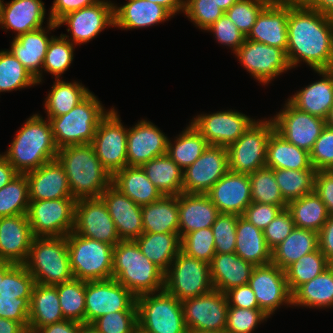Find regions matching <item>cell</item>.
I'll list each match as a JSON object with an SVG mask.
<instances>
[{
	"instance_id": "obj_80",
	"label": "cell",
	"mask_w": 333,
	"mask_h": 333,
	"mask_svg": "<svg viewBox=\"0 0 333 333\" xmlns=\"http://www.w3.org/2000/svg\"><path fill=\"white\" fill-rule=\"evenodd\" d=\"M20 333H40V332L36 329L25 327Z\"/></svg>"
},
{
	"instance_id": "obj_53",
	"label": "cell",
	"mask_w": 333,
	"mask_h": 333,
	"mask_svg": "<svg viewBox=\"0 0 333 333\" xmlns=\"http://www.w3.org/2000/svg\"><path fill=\"white\" fill-rule=\"evenodd\" d=\"M181 251L190 257L210 263L215 253L211 227L185 234L181 238Z\"/></svg>"
},
{
	"instance_id": "obj_39",
	"label": "cell",
	"mask_w": 333,
	"mask_h": 333,
	"mask_svg": "<svg viewBox=\"0 0 333 333\" xmlns=\"http://www.w3.org/2000/svg\"><path fill=\"white\" fill-rule=\"evenodd\" d=\"M319 249L318 232L297 228L271 251V263L285 270L302 256Z\"/></svg>"
},
{
	"instance_id": "obj_77",
	"label": "cell",
	"mask_w": 333,
	"mask_h": 333,
	"mask_svg": "<svg viewBox=\"0 0 333 333\" xmlns=\"http://www.w3.org/2000/svg\"><path fill=\"white\" fill-rule=\"evenodd\" d=\"M79 333H99L92 324H83L80 329Z\"/></svg>"
},
{
	"instance_id": "obj_6",
	"label": "cell",
	"mask_w": 333,
	"mask_h": 333,
	"mask_svg": "<svg viewBox=\"0 0 333 333\" xmlns=\"http://www.w3.org/2000/svg\"><path fill=\"white\" fill-rule=\"evenodd\" d=\"M92 92L70 112L49 119L59 148L92 143L100 120L108 113Z\"/></svg>"
},
{
	"instance_id": "obj_76",
	"label": "cell",
	"mask_w": 333,
	"mask_h": 333,
	"mask_svg": "<svg viewBox=\"0 0 333 333\" xmlns=\"http://www.w3.org/2000/svg\"><path fill=\"white\" fill-rule=\"evenodd\" d=\"M294 6H311L316 0H284Z\"/></svg>"
},
{
	"instance_id": "obj_70",
	"label": "cell",
	"mask_w": 333,
	"mask_h": 333,
	"mask_svg": "<svg viewBox=\"0 0 333 333\" xmlns=\"http://www.w3.org/2000/svg\"><path fill=\"white\" fill-rule=\"evenodd\" d=\"M19 173L9 163L4 155L0 154V189L7 185Z\"/></svg>"
},
{
	"instance_id": "obj_78",
	"label": "cell",
	"mask_w": 333,
	"mask_h": 333,
	"mask_svg": "<svg viewBox=\"0 0 333 333\" xmlns=\"http://www.w3.org/2000/svg\"><path fill=\"white\" fill-rule=\"evenodd\" d=\"M326 124L328 127L333 128V104H332V108L330 109V112L328 114V117L326 119Z\"/></svg>"
},
{
	"instance_id": "obj_36",
	"label": "cell",
	"mask_w": 333,
	"mask_h": 333,
	"mask_svg": "<svg viewBox=\"0 0 333 333\" xmlns=\"http://www.w3.org/2000/svg\"><path fill=\"white\" fill-rule=\"evenodd\" d=\"M65 320L59 304L57 288L35 283L30 301L28 327L39 330Z\"/></svg>"
},
{
	"instance_id": "obj_46",
	"label": "cell",
	"mask_w": 333,
	"mask_h": 333,
	"mask_svg": "<svg viewBox=\"0 0 333 333\" xmlns=\"http://www.w3.org/2000/svg\"><path fill=\"white\" fill-rule=\"evenodd\" d=\"M273 171L280 192L287 203L314 192L317 172L315 169H273Z\"/></svg>"
},
{
	"instance_id": "obj_57",
	"label": "cell",
	"mask_w": 333,
	"mask_h": 333,
	"mask_svg": "<svg viewBox=\"0 0 333 333\" xmlns=\"http://www.w3.org/2000/svg\"><path fill=\"white\" fill-rule=\"evenodd\" d=\"M269 318L260 309L228 307L226 333H251L259 322Z\"/></svg>"
},
{
	"instance_id": "obj_74",
	"label": "cell",
	"mask_w": 333,
	"mask_h": 333,
	"mask_svg": "<svg viewBox=\"0 0 333 333\" xmlns=\"http://www.w3.org/2000/svg\"><path fill=\"white\" fill-rule=\"evenodd\" d=\"M239 0H215L217 5L226 12L233 4L238 2Z\"/></svg>"
},
{
	"instance_id": "obj_64",
	"label": "cell",
	"mask_w": 333,
	"mask_h": 333,
	"mask_svg": "<svg viewBox=\"0 0 333 333\" xmlns=\"http://www.w3.org/2000/svg\"><path fill=\"white\" fill-rule=\"evenodd\" d=\"M281 210L282 208L278 205L252 202L246 208L242 217L257 228L263 230Z\"/></svg>"
},
{
	"instance_id": "obj_37",
	"label": "cell",
	"mask_w": 333,
	"mask_h": 333,
	"mask_svg": "<svg viewBox=\"0 0 333 333\" xmlns=\"http://www.w3.org/2000/svg\"><path fill=\"white\" fill-rule=\"evenodd\" d=\"M143 232L179 234L178 195L141 206Z\"/></svg>"
},
{
	"instance_id": "obj_2",
	"label": "cell",
	"mask_w": 333,
	"mask_h": 333,
	"mask_svg": "<svg viewBox=\"0 0 333 333\" xmlns=\"http://www.w3.org/2000/svg\"><path fill=\"white\" fill-rule=\"evenodd\" d=\"M64 167L72 198H100L112 175L103 167L91 143L59 148L56 158Z\"/></svg>"
},
{
	"instance_id": "obj_44",
	"label": "cell",
	"mask_w": 333,
	"mask_h": 333,
	"mask_svg": "<svg viewBox=\"0 0 333 333\" xmlns=\"http://www.w3.org/2000/svg\"><path fill=\"white\" fill-rule=\"evenodd\" d=\"M55 81L45 101L48 119L67 114L91 93L77 82Z\"/></svg>"
},
{
	"instance_id": "obj_72",
	"label": "cell",
	"mask_w": 333,
	"mask_h": 333,
	"mask_svg": "<svg viewBox=\"0 0 333 333\" xmlns=\"http://www.w3.org/2000/svg\"><path fill=\"white\" fill-rule=\"evenodd\" d=\"M23 328L19 322L0 317V333H20Z\"/></svg>"
},
{
	"instance_id": "obj_9",
	"label": "cell",
	"mask_w": 333,
	"mask_h": 333,
	"mask_svg": "<svg viewBox=\"0 0 333 333\" xmlns=\"http://www.w3.org/2000/svg\"><path fill=\"white\" fill-rule=\"evenodd\" d=\"M164 289L181 302L211 292L209 263L180 251L165 273Z\"/></svg>"
},
{
	"instance_id": "obj_16",
	"label": "cell",
	"mask_w": 333,
	"mask_h": 333,
	"mask_svg": "<svg viewBox=\"0 0 333 333\" xmlns=\"http://www.w3.org/2000/svg\"><path fill=\"white\" fill-rule=\"evenodd\" d=\"M73 232L113 247L121 241L101 198L76 200Z\"/></svg>"
},
{
	"instance_id": "obj_27",
	"label": "cell",
	"mask_w": 333,
	"mask_h": 333,
	"mask_svg": "<svg viewBox=\"0 0 333 333\" xmlns=\"http://www.w3.org/2000/svg\"><path fill=\"white\" fill-rule=\"evenodd\" d=\"M25 174L30 201L72 198L64 167L57 159Z\"/></svg>"
},
{
	"instance_id": "obj_22",
	"label": "cell",
	"mask_w": 333,
	"mask_h": 333,
	"mask_svg": "<svg viewBox=\"0 0 333 333\" xmlns=\"http://www.w3.org/2000/svg\"><path fill=\"white\" fill-rule=\"evenodd\" d=\"M289 3L271 0L258 14L246 39L276 46L285 52L288 45Z\"/></svg>"
},
{
	"instance_id": "obj_30",
	"label": "cell",
	"mask_w": 333,
	"mask_h": 333,
	"mask_svg": "<svg viewBox=\"0 0 333 333\" xmlns=\"http://www.w3.org/2000/svg\"><path fill=\"white\" fill-rule=\"evenodd\" d=\"M316 72L323 78L295 93L288 101L298 110L326 120L333 104V70Z\"/></svg>"
},
{
	"instance_id": "obj_3",
	"label": "cell",
	"mask_w": 333,
	"mask_h": 333,
	"mask_svg": "<svg viewBox=\"0 0 333 333\" xmlns=\"http://www.w3.org/2000/svg\"><path fill=\"white\" fill-rule=\"evenodd\" d=\"M16 135L4 156L19 174L36 170L57 158L59 149L49 119L45 121L35 114Z\"/></svg>"
},
{
	"instance_id": "obj_34",
	"label": "cell",
	"mask_w": 333,
	"mask_h": 333,
	"mask_svg": "<svg viewBox=\"0 0 333 333\" xmlns=\"http://www.w3.org/2000/svg\"><path fill=\"white\" fill-rule=\"evenodd\" d=\"M111 184L136 204L143 206L163 195L138 166H127L112 175Z\"/></svg>"
},
{
	"instance_id": "obj_18",
	"label": "cell",
	"mask_w": 333,
	"mask_h": 333,
	"mask_svg": "<svg viewBox=\"0 0 333 333\" xmlns=\"http://www.w3.org/2000/svg\"><path fill=\"white\" fill-rule=\"evenodd\" d=\"M234 54L245 69L263 84L291 69L286 52L276 46L245 39Z\"/></svg>"
},
{
	"instance_id": "obj_29",
	"label": "cell",
	"mask_w": 333,
	"mask_h": 333,
	"mask_svg": "<svg viewBox=\"0 0 333 333\" xmlns=\"http://www.w3.org/2000/svg\"><path fill=\"white\" fill-rule=\"evenodd\" d=\"M254 267L235 252L215 254L209 263L213 289L225 293L231 288L248 284Z\"/></svg>"
},
{
	"instance_id": "obj_32",
	"label": "cell",
	"mask_w": 333,
	"mask_h": 333,
	"mask_svg": "<svg viewBox=\"0 0 333 333\" xmlns=\"http://www.w3.org/2000/svg\"><path fill=\"white\" fill-rule=\"evenodd\" d=\"M51 38H48L45 29L39 28L14 37L9 50L21 64L36 78L39 84L42 80V69L45 55Z\"/></svg>"
},
{
	"instance_id": "obj_14",
	"label": "cell",
	"mask_w": 333,
	"mask_h": 333,
	"mask_svg": "<svg viewBox=\"0 0 333 333\" xmlns=\"http://www.w3.org/2000/svg\"><path fill=\"white\" fill-rule=\"evenodd\" d=\"M228 171L227 147L209 145L192 165L183 170V193L206 194Z\"/></svg>"
},
{
	"instance_id": "obj_63",
	"label": "cell",
	"mask_w": 333,
	"mask_h": 333,
	"mask_svg": "<svg viewBox=\"0 0 333 333\" xmlns=\"http://www.w3.org/2000/svg\"><path fill=\"white\" fill-rule=\"evenodd\" d=\"M31 298L0 296V317L19 322L28 327Z\"/></svg>"
},
{
	"instance_id": "obj_28",
	"label": "cell",
	"mask_w": 333,
	"mask_h": 333,
	"mask_svg": "<svg viewBox=\"0 0 333 333\" xmlns=\"http://www.w3.org/2000/svg\"><path fill=\"white\" fill-rule=\"evenodd\" d=\"M179 236L208 228L220 214L206 194L180 193L178 195Z\"/></svg>"
},
{
	"instance_id": "obj_54",
	"label": "cell",
	"mask_w": 333,
	"mask_h": 333,
	"mask_svg": "<svg viewBox=\"0 0 333 333\" xmlns=\"http://www.w3.org/2000/svg\"><path fill=\"white\" fill-rule=\"evenodd\" d=\"M35 286L34 277L23 264H15L4 276L0 296L31 298Z\"/></svg>"
},
{
	"instance_id": "obj_58",
	"label": "cell",
	"mask_w": 333,
	"mask_h": 333,
	"mask_svg": "<svg viewBox=\"0 0 333 333\" xmlns=\"http://www.w3.org/2000/svg\"><path fill=\"white\" fill-rule=\"evenodd\" d=\"M183 13L199 28L206 30L225 12L215 0H186Z\"/></svg>"
},
{
	"instance_id": "obj_47",
	"label": "cell",
	"mask_w": 333,
	"mask_h": 333,
	"mask_svg": "<svg viewBox=\"0 0 333 333\" xmlns=\"http://www.w3.org/2000/svg\"><path fill=\"white\" fill-rule=\"evenodd\" d=\"M331 264L320 249L302 256L285 269L290 292L293 293L300 285L318 276Z\"/></svg>"
},
{
	"instance_id": "obj_55",
	"label": "cell",
	"mask_w": 333,
	"mask_h": 333,
	"mask_svg": "<svg viewBox=\"0 0 333 333\" xmlns=\"http://www.w3.org/2000/svg\"><path fill=\"white\" fill-rule=\"evenodd\" d=\"M271 0H239L233 4L225 14L247 36L255 24L261 10Z\"/></svg>"
},
{
	"instance_id": "obj_52",
	"label": "cell",
	"mask_w": 333,
	"mask_h": 333,
	"mask_svg": "<svg viewBox=\"0 0 333 333\" xmlns=\"http://www.w3.org/2000/svg\"><path fill=\"white\" fill-rule=\"evenodd\" d=\"M68 37L65 34H61L59 38L52 36L45 55L42 68L53 74L56 79L68 69L74 57V44L67 39Z\"/></svg>"
},
{
	"instance_id": "obj_23",
	"label": "cell",
	"mask_w": 333,
	"mask_h": 333,
	"mask_svg": "<svg viewBox=\"0 0 333 333\" xmlns=\"http://www.w3.org/2000/svg\"><path fill=\"white\" fill-rule=\"evenodd\" d=\"M206 195L220 213L242 216L252 203L249 174L229 170Z\"/></svg>"
},
{
	"instance_id": "obj_1",
	"label": "cell",
	"mask_w": 333,
	"mask_h": 333,
	"mask_svg": "<svg viewBox=\"0 0 333 333\" xmlns=\"http://www.w3.org/2000/svg\"><path fill=\"white\" fill-rule=\"evenodd\" d=\"M286 56L291 68L300 61L314 71L333 67V16L309 6L289 4Z\"/></svg>"
},
{
	"instance_id": "obj_31",
	"label": "cell",
	"mask_w": 333,
	"mask_h": 333,
	"mask_svg": "<svg viewBox=\"0 0 333 333\" xmlns=\"http://www.w3.org/2000/svg\"><path fill=\"white\" fill-rule=\"evenodd\" d=\"M45 18L44 3L41 0H12L2 4L1 27L12 29L18 37L42 28Z\"/></svg>"
},
{
	"instance_id": "obj_41",
	"label": "cell",
	"mask_w": 333,
	"mask_h": 333,
	"mask_svg": "<svg viewBox=\"0 0 333 333\" xmlns=\"http://www.w3.org/2000/svg\"><path fill=\"white\" fill-rule=\"evenodd\" d=\"M141 168L162 195L177 196L183 192V170L167 154L151 159Z\"/></svg>"
},
{
	"instance_id": "obj_79",
	"label": "cell",
	"mask_w": 333,
	"mask_h": 333,
	"mask_svg": "<svg viewBox=\"0 0 333 333\" xmlns=\"http://www.w3.org/2000/svg\"><path fill=\"white\" fill-rule=\"evenodd\" d=\"M186 333H226L225 331L214 332V331H198L194 329H187Z\"/></svg>"
},
{
	"instance_id": "obj_13",
	"label": "cell",
	"mask_w": 333,
	"mask_h": 333,
	"mask_svg": "<svg viewBox=\"0 0 333 333\" xmlns=\"http://www.w3.org/2000/svg\"><path fill=\"white\" fill-rule=\"evenodd\" d=\"M127 132L112 108L100 120L92 141L95 154L103 167L113 175L127 167Z\"/></svg>"
},
{
	"instance_id": "obj_10",
	"label": "cell",
	"mask_w": 333,
	"mask_h": 333,
	"mask_svg": "<svg viewBox=\"0 0 333 333\" xmlns=\"http://www.w3.org/2000/svg\"><path fill=\"white\" fill-rule=\"evenodd\" d=\"M274 130L272 119L255 121L236 142L227 147L229 170L251 174L266 167L267 143Z\"/></svg>"
},
{
	"instance_id": "obj_7",
	"label": "cell",
	"mask_w": 333,
	"mask_h": 333,
	"mask_svg": "<svg viewBox=\"0 0 333 333\" xmlns=\"http://www.w3.org/2000/svg\"><path fill=\"white\" fill-rule=\"evenodd\" d=\"M66 241L74 279L87 282L112 278V245L73 231L66 236Z\"/></svg>"
},
{
	"instance_id": "obj_48",
	"label": "cell",
	"mask_w": 333,
	"mask_h": 333,
	"mask_svg": "<svg viewBox=\"0 0 333 333\" xmlns=\"http://www.w3.org/2000/svg\"><path fill=\"white\" fill-rule=\"evenodd\" d=\"M29 203L26 174H18L0 189V217L27 214Z\"/></svg>"
},
{
	"instance_id": "obj_5",
	"label": "cell",
	"mask_w": 333,
	"mask_h": 333,
	"mask_svg": "<svg viewBox=\"0 0 333 333\" xmlns=\"http://www.w3.org/2000/svg\"><path fill=\"white\" fill-rule=\"evenodd\" d=\"M35 283L57 285L74 279L65 237H34L23 264Z\"/></svg>"
},
{
	"instance_id": "obj_62",
	"label": "cell",
	"mask_w": 333,
	"mask_h": 333,
	"mask_svg": "<svg viewBox=\"0 0 333 333\" xmlns=\"http://www.w3.org/2000/svg\"><path fill=\"white\" fill-rule=\"evenodd\" d=\"M206 30L213 32L219 43L233 48L234 53L246 39V36L225 13Z\"/></svg>"
},
{
	"instance_id": "obj_38",
	"label": "cell",
	"mask_w": 333,
	"mask_h": 333,
	"mask_svg": "<svg viewBox=\"0 0 333 333\" xmlns=\"http://www.w3.org/2000/svg\"><path fill=\"white\" fill-rule=\"evenodd\" d=\"M266 167L271 169H314L310 153L290 143L275 130L267 143Z\"/></svg>"
},
{
	"instance_id": "obj_66",
	"label": "cell",
	"mask_w": 333,
	"mask_h": 333,
	"mask_svg": "<svg viewBox=\"0 0 333 333\" xmlns=\"http://www.w3.org/2000/svg\"><path fill=\"white\" fill-rule=\"evenodd\" d=\"M229 307L259 309L254 291L248 285H241L225 292Z\"/></svg>"
},
{
	"instance_id": "obj_24",
	"label": "cell",
	"mask_w": 333,
	"mask_h": 333,
	"mask_svg": "<svg viewBox=\"0 0 333 333\" xmlns=\"http://www.w3.org/2000/svg\"><path fill=\"white\" fill-rule=\"evenodd\" d=\"M168 140L153 123L141 120L127 132V166L141 167L167 154Z\"/></svg>"
},
{
	"instance_id": "obj_75",
	"label": "cell",
	"mask_w": 333,
	"mask_h": 333,
	"mask_svg": "<svg viewBox=\"0 0 333 333\" xmlns=\"http://www.w3.org/2000/svg\"><path fill=\"white\" fill-rule=\"evenodd\" d=\"M15 264L9 262H0V286L3 276L14 266Z\"/></svg>"
},
{
	"instance_id": "obj_4",
	"label": "cell",
	"mask_w": 333,
	"mask_h": 333,
	"mask_svg": "<svg viewBox=\"0 0 333 333\" xmlns=\"http://www.w3.org/2000/svg\"><path fill=\"white\" fill-rule=\"evenodd\" d=\"M112 278L136 298L164 289L165 273L150 261L134 240L119 241L113 250Z\"/></svg>"
},
{
	"instance_id": "obj_8",
	"label": "cell",
	"mask_w": 333,
	"mask_h": 333,
	"mask_svg": "<svg viewBox=\"0 0 333 333\" xmlns=\"http://www.w3.org/2000/svg\"><path fill=\"white\" fill-rule=\"evenodd\" d=\"M136 298L138 328L144 333H186L182 302L165 289Z\"/></svg>"
},
{
	"instance_id": "obj_26",
	"label": "cell",
	"mask_w": 333,
	"mask_h": 333,
	"mask_svg": "<svg viewBox=\"0 0 333 333\" xmlns=\"http://www.w3.org/2000/svg\"><path fill=\"white\" fill-rule=\"evenodd\" d=\"M33 239L27 214L0 217V262L24 264Z\"/></svg>"
},
{
	"instance_id": "obj_51",
	"label": "cell",
	"mask_w": 333,
	"mask_h": 333,
	"mask_svg": "<svg viewBox=\"0 0 333 333\" xmlns=\"http://www.w3.org/2000/svg\"><path fill=\"white\" fill-rule=\"evenodd\" d=\"M38 84L36 78L9 51H0V92Z\"/></svg>"
},
{
	"instance_id": "obj_17",
	"label": "cell",
	"mask_w": 333,
	"mask_h": 333,
	"mask_svg": "<svg viewBox=\"0 0 333 333\" xmlns=\"http://www.w3.org/2000/svg\"><path fill=\"white\" fill-rule=\"evenodd\" d=\"M284 108L272 119L275 131L290 143L310 153L327 125L326 120L298 110L289 101Z\"/></svg>"
},
{
	"instance_id": "obj_45",
	"label": "cell",
	"mask_w": 333,
	"mask_h": 333,
	"mask_svg": "<svg viewBox=\"0 0 333 333\" xmlns=\"http://www.w3.org/2000/svg\"><path fill=\"white\" fill-rule=\"evenodd\" d=\"M177 137L174 144L168 140L167 155L182 169L192 165L207 149L208 142L202 134L190 124Z\"/></svg>"
},
{
	"instance_id": "obj_12",
	"label": "cell",
	"mask_w": 333,
	"mask_h": 333,
	"mask_svg": "<svg viewBox=\"0 0 333 333\" xmlns=\"http://www.w3.org/2000/svg\"><path fill=\"white\" fill-rule=\"evenodd\" d=\"M117 311H137L136 297L114 278L85 281V324Z\"/></svg>"
},
{
	"instance_id": "obj_50",
	"label": "cell",
	"mask_w": 333,
	"mask_h": 333,
	"mask_svg": "<svg viewBox=\"0 0 333 333\" xmlns=\"http://www.w3.org/2000/svg\"><path fill=\"white\" fill-rule=\"evenodd\" d=\"M252 202L278 205L286 209L288 203L282 196L271 168L263 167L249 174Z\"/></svg>"
},
{
	"instance_id": "obj_73",
	"label": "cell",
	"mask_w": 333,
	"mask_h": 333,
	"mask_svg": "<svg viewBox=\"0 0 333 333\" xmlns=\"http://www.w3.org/2000/svg\"><path fill=\"white\" fill-rule=\"evenodd\" d=\"M310 7L323 14L333 16V0H316Z\"/></svg>"
},
{
	"instance_id": "obj_19",
	"label": "cell",
	"mask_w": 333,
	"mask_h": 333,
	"mask_svg": "<svg viewBox=\"0 0 333 333\" xmlns=\"http://www.w3.org/2000/svg\"><path fill=\"white\" fill-rule=\"evenodd\" d=\"M248 285L254 291L259 309L268 317L280 305H292V293L287 284L285 270L273 263L255 266Z\"/></svg>"
},
{
	"instance_id": "obj_71",
	"label": "cell",
	"mask_w": 333,
	"mask_h": 333,
	"mask_svg": "<svg viewBox=\"0 0 333 333\" xmlns=\"http://www.w3.org/2000/svg\"><path fill=\"white\" fill-rule=\"evenodd\" d=\"M165 7L172 15L179 11H184L185 0H149Z\"/></svg>"
},
{
	"instance_id": "obj_65",
	"label": "cell",
	"mask_w": 333,
	"mask_h": 333,
	"mask_svg": "<svg viewBox=\"0 0 333 333\" xmlns=\"http://www.w3.org/2000/svg\"><path fill=\"white\" fill-rule=\"evenodd\" d=\"M100 0H54L49 15V30L58 27L57 22L66 14L85 8L99 2Z\"/></svg>"
},
{
	"instance_id": "obj_40",
	"label": "cell",
	"mask_w": 333,
	"mask_h": 333,
	"mask_svg": "<svg viewBox=\"0 0 333 333\" xmlns=\"http://www.w3.org/2000/svg\"><path fill=\"white\" fill-rule=\"evenodd\" d=\"M143 255L158 266L164 273L167 272L175 257L181 251V238L176 233H149L143 234L134 240Z\"/></svg>"
},
{
	"instance_id": "obj_15",
	"label": "cell",
	"mask_w": 333,
	"mask_h": 333,
	"mask_svg": "<svg viewBox=\"0 0 333 333\" xmlns=\"http://www.w3.org/2000/svg\"><path fill=\"white\" fill-rule=\"evenodd\" d=\"M187 329L198 331H225L228 301L225 293L211 292L182 301Z\"/></svg>"
},
{
	"instance_id": "obj_33",
	"label": "cell",
	"mask_w": 333,
	"mask_h": 333,
	"mask_svg": "<svg viewBox=\"0 0 333 333\" xmlns=\"http://www.w3.org/2000/svg\"><path fill=\"white\" fill-rule=\"evenodd\" d=\"M172 14L163 6L149 0H128L121 6H114V27L137 29L149 27L168 20Z\"/></svg>"
},
{
	"instance_id": "obj_35",
	"label": "cell",
	"mask_w": 333,
	"mask_h": 333,
	"mask_svg": "<svg viewBox=\"0 0 333 333\" xmlns=\"http://www.w3.org/2000/svg\"><path fill=\"white\" fill-rule=\"evenodd\" d=\"M234 252L254 266L271 263V250L266 244L263 230L254 226L242 216L238 217L236 224Z\"/></svg>"
},
{
	"instance_id": "obj_43",
	"label": "cell",
	"mask_w": 333,
	"mask_h": 333,
	"mask_svg": "<svg viewBox=\"0 0 333 333\" xmlns=\"http://www.w3.org/2000/svg\"><path fill=\"white\" fill-rule=\"evenodd\" d=\"M297 228L319 232L328 219L326 206L314 192L290 201L287 205Z\"/></svg>"
},
{
	"instance_id": "obj_67",
	"label": "cell",
	"mask_w": 333,
	"mask_h": 333,
	"mask_svg": "<svg viewBox=\"0 0 333 333\" xmlns=\"http://www.w3.org/2000/svg\"><path fill=\"white\" fill-rule=\"evenodd\" d=\"M314 191L325 204L327 213L333 215V173L330 170L316 172Z\"/></svg>"
},
{
	"instance_id": "obj_61",
	"label": "cell",
	"mask_w": 333,
	"mask_h": 333,
	"mask_svg": "<svg viewBox=\"0 0 333 333\" xmlns=\"http://www.w3.org/2000/svg\"><path fill=\"white\" fill-rule=\"evenodd\" d=\"M294 221L290 211L282 209L278 215L263 229L265 241L272 251L282 241H284L294 229Z\"/></svg>"
},
{
	"instance_id": "obj_49",
	"label": "cell",
	"mask_w": 333,
	"mask_h": 333,
	"mask_svg": "<svg viewBox=\"0 0 333 333\" xmlns=\"http://www.w3.org/2000/svg\"><path fill=\"white\" fill-rule=\"evenodd\" d=\"M54 286L64 319L85 324V281L72 279Z\"/></svg>"
},
{
	"instance_id": "obj_21",
	"label": "cell",
	"mask_w": 333,
	"mask_h": 333,
	"mask_svg": "<svg viewBox=\"0 0 333 333\" xmlns=\"http://www.w3.org/2000/svg\"><path fill=\"white\" fill-rule=\"evenodd\" d=\"M114 4L110 1L99 2L70 12L58 22V27L67 24V31L72 34L70 38L74 43L81 44L95 38L105 27L114 26Z\"/></svg>"
},
{
	"instance_id": "obj_60",
	"label": "cell",
	"mask_w": 333,
	"mask_h": 333,
	"mask_svg": "<svg viewBox=\"0 0 333 333\" xmlns=\"http://www.w3.org/2000/svg\"><path fill=\"white\" fill-rule=\"evenodd\" d=\"M310 160L316 171L333 169V128L327 125L314 143Z\"/></svg>"
},
{
	"instance_id": "obj_20",
	"label": "cell",
	"mask_w": 333,
	"mask_h": 333,
	"mask_svg": "<svg viewBox=\"0 0 333 333\" xmlns=\"http://www.w3.org/2000/svg\"><path fill=\"white\" fill-rule=\"evenodd\" d=\"M255 122L237 111H220L198 115L191 124L202 134L209 145L228 147L236 142Z\"/></svg>"
},
{
	"instance_id": "obj_69",
	"label": "cell",
	"mask_w": 333,
	"mask_h": 333,
	"mask_svg": "<svg viewBox=\"0 0 333 333\" xmlns=\"http://www.w3.org/2000/svg\"><path fill=\"white\" fill-rule=\"evenodd\" d=\"M82 325V323L76 321L63 320L61 322L46 325L38 331L40 333H79V329Z\"/></svg>"
},
{
	"instance_id": "obj_56",
	"label": "cell",
	"mask_w": 333,
	"mask_h": 333,
	"mask_svg": "<svg viewBox=\"0 0 333 333\" xmlns=\"http://www.w3.org/2000/svg\"><path fill=\"white\" fill-rule=\"evenodd\" d=\"M236 214L220 213L211 226L215 242V253H233L236 244Z\"/></svg>"
},
{
	"instance_id": "obj_25",
	"label": "cell",
	"mask_w": 333,
	"mask_h": 333,
	"mask_svg": "<svg viewBox=\"0 0 333 333\" xmlns=\"http://www.w3.org/2000/svg\"><path fill=\"white\" fill-rule=\"evenodd\" d=\"M121 241L135 240L143 234L141 206L112 184L101 194Z\"/></svg>"
},
{
	"instance_id": "obj_11",
	"label": "cell",
	"mask_w": 333,
	"mask_h": 333,
	"mask_svg": "<svg viewBox=\"0 0 333 333\" xmlns=\"http://www.w3.org/2000/svg\"><path fill=\"white\" fill-rule=\"evenodd\" d=\"M76 200L30 201L27 212L34 237H65L73 231Z\"/></svg>"
},
{
	"instance_id": "obj_42",
	"label": "cell",
	"mask_w": 333,
	"mask_h": 333,
	"mask_svg": "<svg viewBox=\"0 0 333 333\" xmlns=\"http://www.w3.org/2000/svg\"><path fill=\"white\" fill-rule=\"evenodd\" d=\"M292 305L308 307L333 306V264L292 293Z\"/></svg>"
},
{
	"instance_id": "obj_68",
	"label": "cell",
	"mask_w": 333,
	"mask_h": 333,
	"mask_svg": "<svg viewBox=\"0 0 333 333\" xmlns=\"http://www.w3.org/2000/svg\"><path fill=\"white\" fill-rule=\"evenodd\" d=\"M319 249L333 264V215H329L327 221L318 232Z\"/></svg>"
},
{
	"instance_id": "obj_59",
	"label": "cell",
	"mask_w": 333,
	"mask_h": 333,
	"mask_svg": "<svg viewBox=\"0 0 333 333\" xmlns=\"http://www.w3.org/2000/svg\"><path fill=\"white\" fill-rule=\"evenodd\" d=\"M92 325L99 333H132L138 328L137 311H117L103 315Z\"/></svg>"
}]
</instances>
